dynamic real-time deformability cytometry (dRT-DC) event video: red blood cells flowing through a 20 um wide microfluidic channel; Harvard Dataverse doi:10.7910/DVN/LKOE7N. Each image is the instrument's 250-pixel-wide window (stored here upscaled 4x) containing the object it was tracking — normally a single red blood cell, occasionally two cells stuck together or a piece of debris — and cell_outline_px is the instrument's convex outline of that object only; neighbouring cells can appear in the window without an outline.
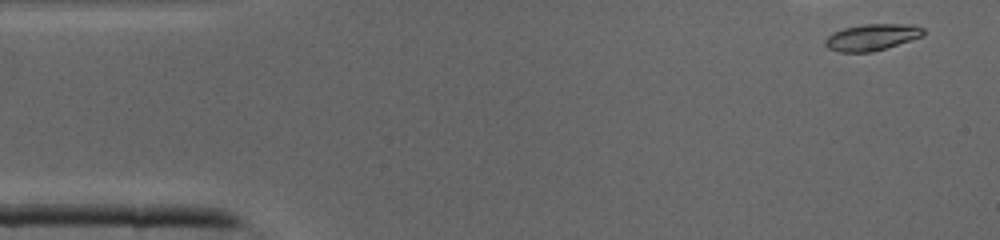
{"species": "common noctule bat (a hibernating species)", "species_latin": "Nyctalus noctula", "temperature_condition": "cold", "stored_images_in_passage": 6, "camera_frame_rate_fps": 3000, "um_per_image_px": 0.085, "animal": {"sex": "male", "body_mass_g": 19.0, "forearm_length_mm": 50.8}, "frame": {"image": 1, "passage_image": 1, "time_ms": 0.0, "image_size_px": [1000, 240], "cell_outline_px": [[924, 36], [872, 52], [840, 52], [828, 48], [824, 44], [824, 40], [832, 32], [844, 28], [864, 24], [916, 24], [924, 28]], "centroid_in_image_um": [74.12, 3.15], "position_along_channel_um": 10.9, "area_um2": 15.26}}